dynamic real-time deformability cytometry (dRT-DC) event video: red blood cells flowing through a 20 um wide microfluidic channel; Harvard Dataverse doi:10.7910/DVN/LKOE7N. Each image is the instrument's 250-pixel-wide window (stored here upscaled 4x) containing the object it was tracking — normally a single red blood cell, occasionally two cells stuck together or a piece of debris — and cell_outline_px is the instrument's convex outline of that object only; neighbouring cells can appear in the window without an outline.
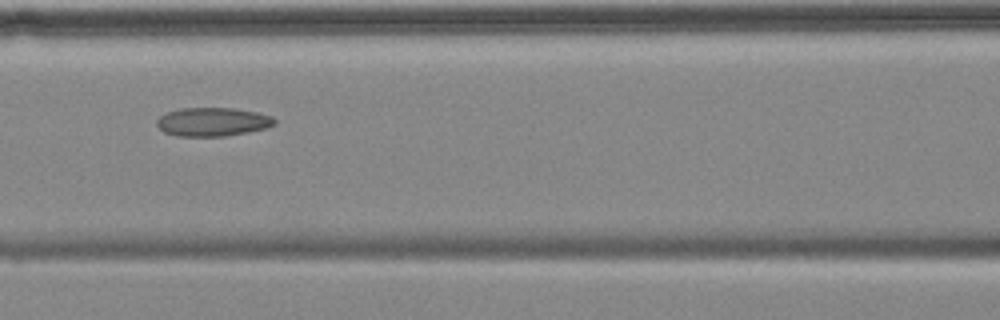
{"species": "common noctule bat (a hibernating species)", "species_latin": "Nyctalus noctula", "temperature_condition": "cold", "stored_images_in_passage": 10, "camera_frame_rate_fps": 3000, "um_per_image_px": 0.085, "animal": {"sex": "female", "body_mass_g": 18.4}, "frame": {"image": 1, "passage_image": 4, "time_ms": 3.667, "image_size_px": [1000, 320], "cell_outline_px": [[276, 124], [264, 128], [248, 132], [224, 136], [176, 136], [164, 132], [156, 124], [156, 120], [160, 116], [168, 112], [180, 108], [236, 108], [256, 112], [272, 116], [276, 120]], "centroid_in_image_um": [18.07, 10.35], "position_along_channel_um": 148.5, "area_um2": 19.65}}
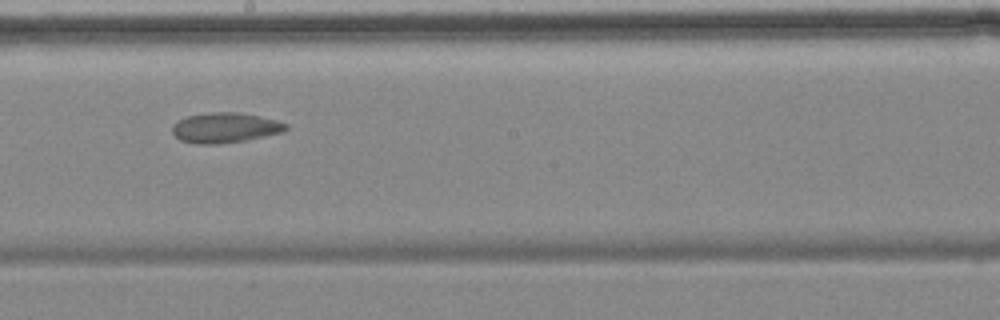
{"frame": {"image": 2, "passage_image": 6, "time_ms": 6.0, "image_size_px": [1000, 320], "cell_outline_px": [[288, 128], [284, 132], [244, 140], [216, 144], [196, 144], [180, 140], [172, 132], [172, 124], [188, 116], [208, 112], [240, 112], [276, 120], [288, 124]], "centroid_in_image_um": [19.13, 10.85], "position_along_channel_um": 229.1, "area_um2": 19.88}}
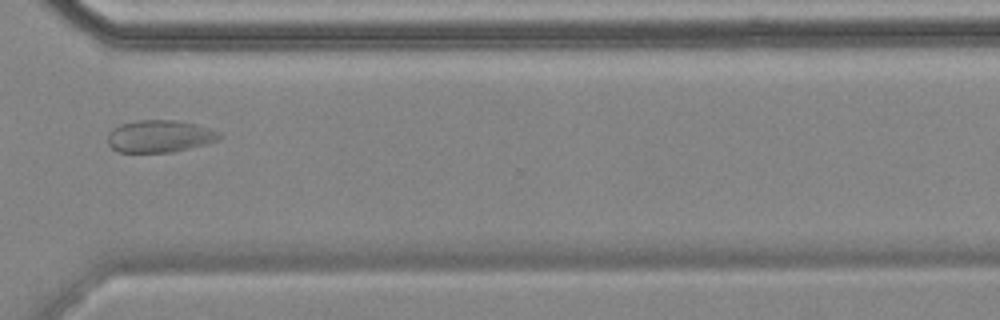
{"frame": {"image": 3, "passage_image": 9, "time_ms": 9.667, "image_size_px": [1000, 320], "cell_outline_px": [[220, 140], [208, 144], [172, 152], [120, 152], [112, 148], [108, 144], [108, 132], [112, 128], [120, 124], [136, 120], [176, 120], [196, 124], [220, 132]], "centroid_in_image_um": [13.57, 11.58], "position_along_channel_um": 357.0, "area_um2": 21.15}}